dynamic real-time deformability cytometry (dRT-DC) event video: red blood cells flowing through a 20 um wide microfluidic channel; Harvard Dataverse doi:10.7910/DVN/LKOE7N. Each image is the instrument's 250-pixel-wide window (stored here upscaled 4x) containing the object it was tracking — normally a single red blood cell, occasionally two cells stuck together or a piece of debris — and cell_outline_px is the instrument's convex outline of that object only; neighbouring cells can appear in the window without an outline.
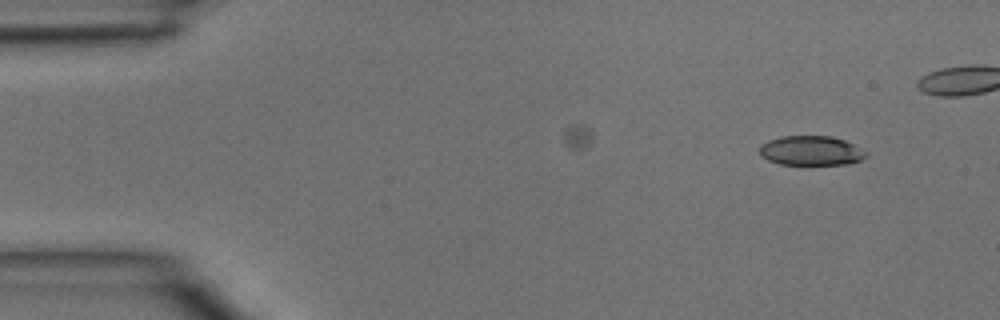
{"species": "common noctule bat (a hibernating species)", "species_latin": "Nyctalus noctula", "temperature_condition": "room temperature", "stored_images_in_passage": 3, "camera_frame_rate_fps": 3000, "um_per_image_px": 0.085, "animal": {"sex": "male", "body_mass_g": 15.6}, "frame": {"image": 1, "passage_image": 3, "time_ms": 0.667, "image_size_px": [1000, 320], "cell_outline_px": [[868, 156], [860, 160], [848, 164], [780, 164], [768, 160], [760, 156], [760, 144], [768, 140], [780, 136], [832, 136], [844, 140], [868, 152]], "centroid_in_image_um": [68.93, 12.8], "position_along_channel_um": 16.1, "area_um2": 18.38}}